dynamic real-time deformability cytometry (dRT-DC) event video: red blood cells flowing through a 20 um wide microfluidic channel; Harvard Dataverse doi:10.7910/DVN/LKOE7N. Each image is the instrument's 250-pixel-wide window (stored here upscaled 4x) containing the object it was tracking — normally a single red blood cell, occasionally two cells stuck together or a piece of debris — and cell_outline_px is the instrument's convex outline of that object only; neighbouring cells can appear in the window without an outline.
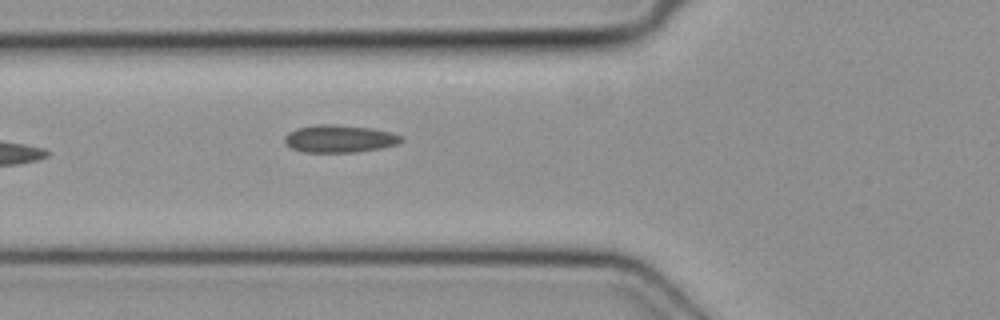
{"species": "common noctule bat (a hibernating species)", "species_latin": "Nyctalus noctula", "temperature_condition": "cold", "stored_images_in_passage": 2, "camera_frame_rate_fps": 3000, "um_per_image_px": 0.085, "animal": {"sex": "female", "body_mass_g": 19.3, "forearm_length_mm": 54.1}, "frame": {"image": 1, "passage_image": 2, "time_ms": 0.333, "image_size_px": [1000, 320], "cell_outline_px": [[404, 140], [396, 144], [380, 148], [356, 152], [304, 152], [292, 148], [284, 144], [284, 136], [288, 132], [296, 128], [316, 124], [336, 124], [372, 128], [392, 132], [400, 136]], "centroid_in_image_um": [28.81, 11.78], "position_along_channel_um": 97.0, "area_um2": 18.84}}